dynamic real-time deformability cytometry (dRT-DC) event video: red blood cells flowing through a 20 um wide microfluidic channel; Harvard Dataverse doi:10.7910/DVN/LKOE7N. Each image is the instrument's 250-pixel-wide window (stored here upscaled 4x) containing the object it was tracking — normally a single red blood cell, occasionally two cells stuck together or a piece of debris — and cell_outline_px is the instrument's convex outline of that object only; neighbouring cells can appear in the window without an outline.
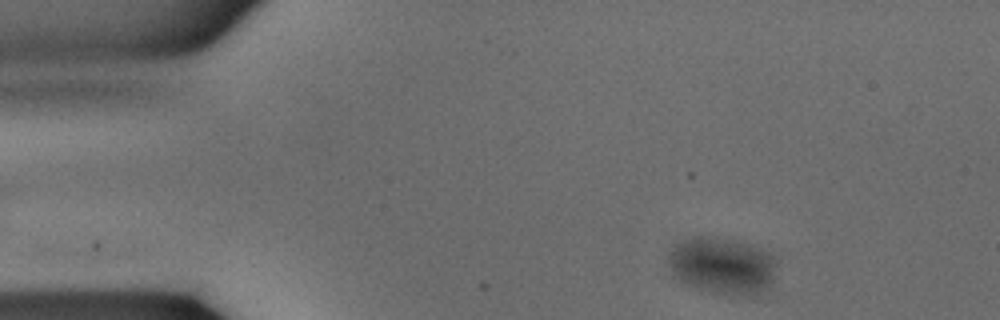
{"species": "common noctule bat (a hibernating species)", "species_latin": "Nyctalus noctula", "temperature_condition": "warm", "stored_images_in_passage": 14, "camera_frame_rate_fps": 3000, "um_per_image_px": 0.085, "animal": {"sex": "male", "body_mass_g": 15.6}, "frame": {"image": 1, "passage_image": 1, "time_ms": 0.0, "image_size_px": [1000, 320], "cell_outline_px": [[776, 264], [772, 280], [764, 292], [748, 296], [720, 292], [700, 288], [680, 280], [672, 276], [668, 264], [668, 256], [676, 244], [680, 240], [692, 236], [728, 236], [752, 244], [768, 252], [776, 260]], "centroid_in_image_um": [61.39, 22.51], "position_along_channel_um": 23.6, "area_um2": 36.13}}